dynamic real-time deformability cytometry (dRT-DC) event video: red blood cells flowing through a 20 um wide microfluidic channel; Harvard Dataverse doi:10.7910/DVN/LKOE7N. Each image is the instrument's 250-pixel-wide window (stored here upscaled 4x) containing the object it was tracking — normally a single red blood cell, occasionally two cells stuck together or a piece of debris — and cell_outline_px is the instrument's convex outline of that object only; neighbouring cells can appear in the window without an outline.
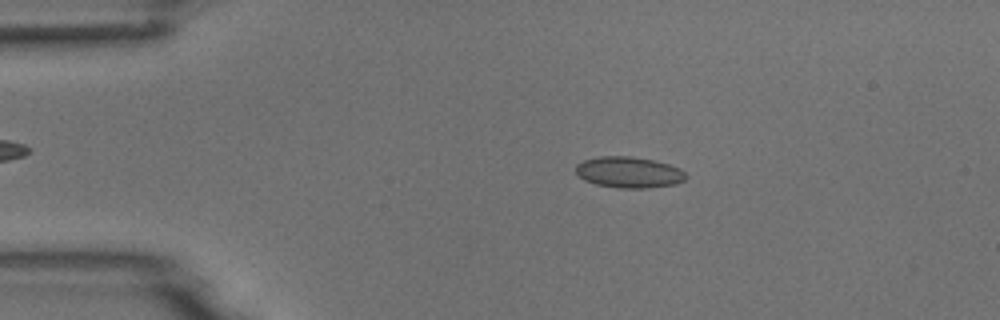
{"species": "common noctule bat (a hibernating species)", "species_latin": "Nyctalus noctula", "temperature_condition": "room temperature", "stored_images_in_passage": 6, "camera_frame_rate_fps": 3000, "um_per_image_px": 0.085, "animal": {"sex": "male", "body_mass_g": 18.8}, "frame": {"image": 1, "passage_image": 3, "time_ms": 2.333, "image_size_px": [1000, 320], "cell_outline_px": [[688, 176], [684, 180], [676, 184], [648, 188], [616, 188], [596, 184], [584, 180], [576, 172], [576, 164], [584, 160], [600, 156], [632, 156], [652, 160], [668, 164], [680, 168]], "centroid_in_image_um": [53.46, 14.65], "position_along_channel_um": 31.5, "area_um2": 20.0}}
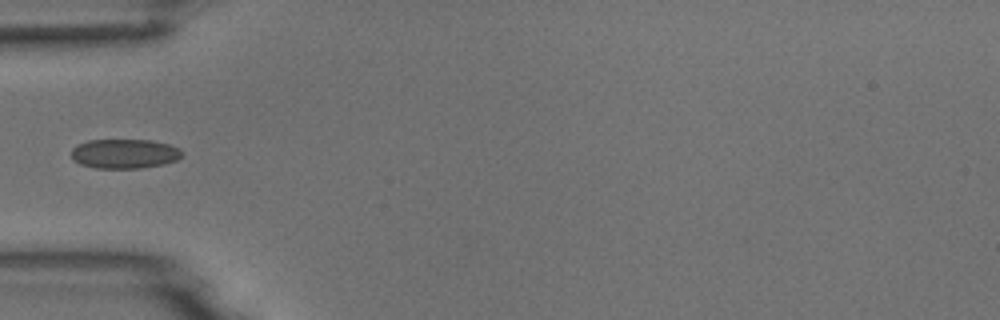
{"frame": {"image": 2, "passage_image": 5, "time_ms": 4.667, "image_size_px": [1000, 320], "cell_outline_px": [[184, 152], [176, 160], [164, 164], [140, 168], [96, 168], [80, 164], [72, 160], [72, 148], [76, 144], [88, 140], [152, 140], [168, 144], [180, 148]], "centroid_in_image_um": [10.57, 13.06], "position_along_channel_um": 74.4, "area_um2": 19.13}}